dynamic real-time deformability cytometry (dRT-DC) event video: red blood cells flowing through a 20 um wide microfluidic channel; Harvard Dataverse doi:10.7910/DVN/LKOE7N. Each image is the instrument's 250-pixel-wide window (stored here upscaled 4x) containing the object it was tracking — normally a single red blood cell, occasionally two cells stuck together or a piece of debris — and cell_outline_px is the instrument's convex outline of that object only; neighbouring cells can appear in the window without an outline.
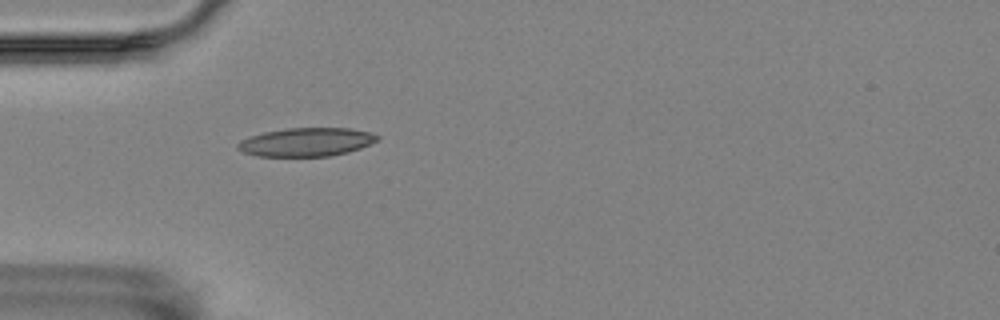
{"species": "Egyptian fruit bat (a non-hibernating species)", "species_latin": "Rousettus aegyptiacus", "temperature_condition": "room temperature", "stored_images_in_passage": 25, "camera_frame_rate_fps": 3000, "um_per_image_px": 0.085, "animal": {"sex": "female"}, "frame": {"image": 1, "passage_image": 2, "time_ms": 0.333, "image_size_px": [1000, 320], "cell_outline_px": [[380, 140], [360, 148], [348, 152], [328, 156], [256, 156], [244, 152], [236, 148], [236, 144], [240, 140], [264, 132], [288, 128], [348, 128], [368, 132], [380, 136]], "centroid_in_image_um": [26.04, 12.07], "position_along_channel_um": 59.0, "area_um2": 23.12}}
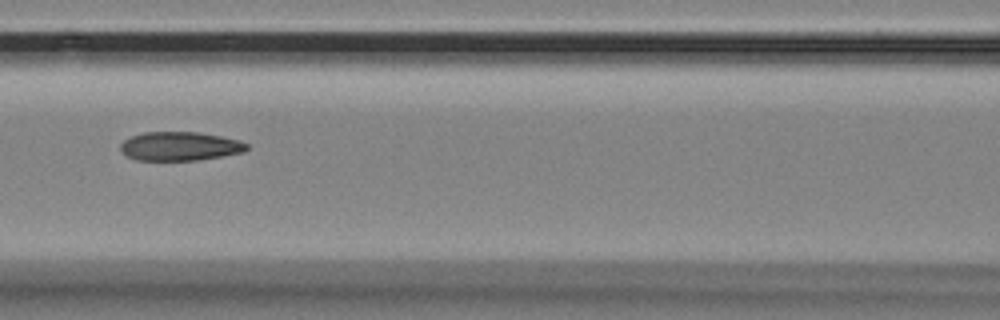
{"frame": {"image": 2, "passage_image": 10, "time_ms": 3.0, "image_size_px": [1000, 320], "cell_outline_px": [[248, 148], [244, 152], [196, 160], [136, 160], [128, 156], [120, 148], [120, 144], [124, 140], [132, 136], [144, 132], [200, 132], [240, 140], [248, 144]], "centroid_in_image_um": [15.31, 12.42], "position_along_channel_um": 151.3, "area_um2": 21.1}}
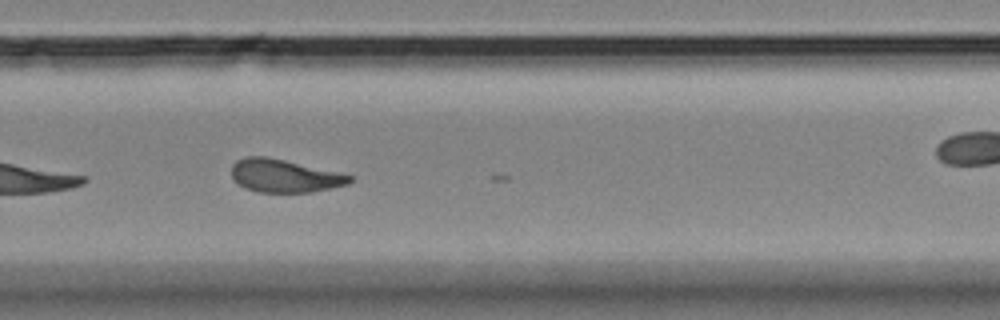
{"frame": {"image": 3, "passage_image": 18, "time_ms": 5.667, "image_size_px": [1000, 320], "cell_outline_px": [[352, 180], [348, 184], [332, 188], [312, 192], [256, 192], [244, 188], [236, 184], [232, 180], [232, 164], [236, 160], [248, 156], [264, 156], [284, 160], [340, 172], [352, 176]], "centroid_in_image_um": [24.14, 14.95], "position_along_channel_um": 305.7, "area_um2": 22.89}}